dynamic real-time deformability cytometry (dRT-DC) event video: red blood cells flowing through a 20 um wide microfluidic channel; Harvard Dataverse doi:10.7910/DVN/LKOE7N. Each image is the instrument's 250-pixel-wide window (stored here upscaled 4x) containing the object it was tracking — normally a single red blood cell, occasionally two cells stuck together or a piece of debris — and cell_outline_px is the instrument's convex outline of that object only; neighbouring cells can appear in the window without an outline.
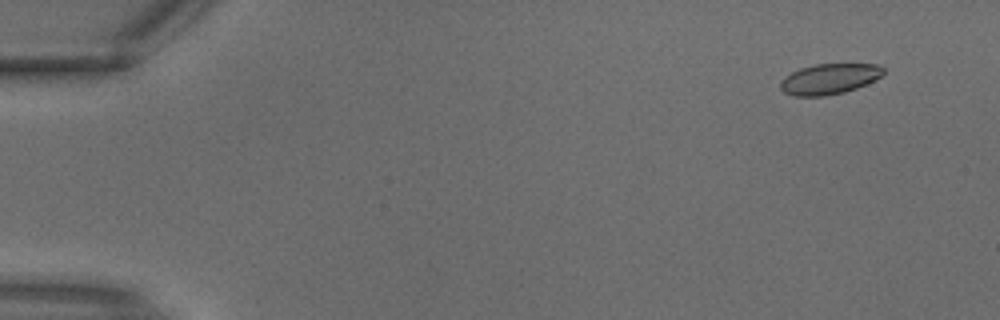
{"species": "common noctule bat (a hibernating species)", "species_latin": "Nyctalus noctula", "temperature_condition": "warm", "stored_images_in_passage": 3, "camera_frame_rate_fps": 3000, "um_per_image_px": 0.085, "animal": {"sex": "male", "body_mass_g": 18.8}, "frame": {"image": 1, "passage_image": 1, "time_ms": 0.0, "image_size_px": [1000, 320], "cell_outline_px": [[884, 72], [880, 76], [856, 88], [844, 92], [824, 96], [792, 96], [784, 92], [780, 88], [780, 84], [784, 76], [800, 68], [816, 64], [880, 64], [884, 68]], "centroid_in_image_um": [70.46, 6.71], "position_along_channel_um": 14.5, "area_um2": 18.21}}
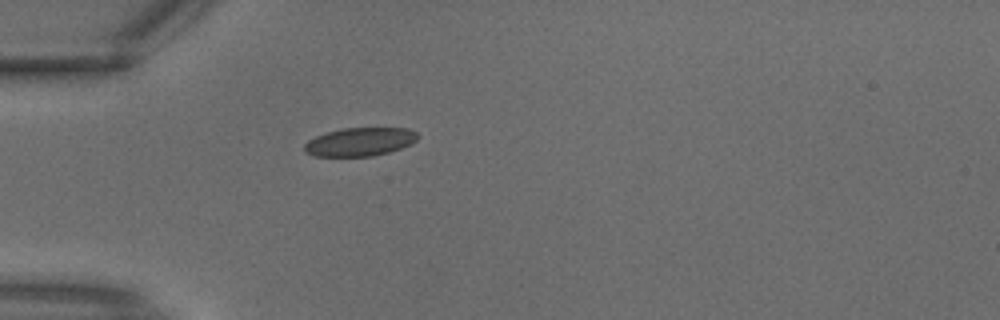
{"frame": {"image": 2, "passage_image": 3, "time_ms": 0.667, "image_size_px": [1000, 320], "cell_outline_px": [[420, 136], [416, 140], [400, 148], [388, 152], [372, 156], [316, 156], [304, 152], [304, 144], [308, 140], [316, 136], [328, 132], [344, 128], [408, 128], [416, 132]], "centroid_in_image_um": [30.57, 12.05], "position_along_channel_um": 54.4, "area_um2": 18.61}}